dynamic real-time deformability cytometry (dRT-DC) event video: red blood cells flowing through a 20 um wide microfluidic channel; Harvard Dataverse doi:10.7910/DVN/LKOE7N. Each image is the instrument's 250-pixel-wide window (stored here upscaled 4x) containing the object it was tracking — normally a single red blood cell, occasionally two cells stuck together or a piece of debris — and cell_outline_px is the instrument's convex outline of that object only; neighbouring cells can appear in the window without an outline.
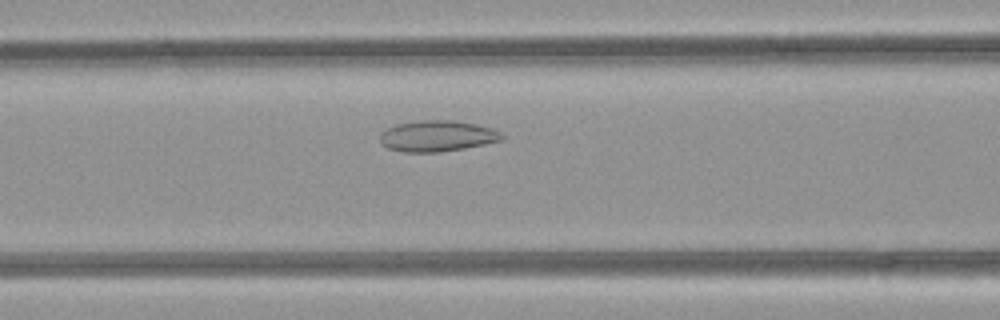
{"species": "common noctule bat (a hibernating species)", "species_latin": "Nyctalus noctula", "temperature_condition": "room temperature", "stored_images_in_passage": 29, "camera_frame_rate_fps": 3000, "um_per_image_px": 0.085, "animal": {"sex": "female", "body_mass_g": 21.9}, "frame": {"image": 1, "passage_image": 6, "time_ms": 1.667, "image_size_px": [1000, 320], "cell_outline_px": [[504, 140], [464, 148], [440, 152], [404, 152], [388, 148], [380, 140], [380, 132], [396, 124], [424, 120], [452, 120], [476, 124], [492, 128], [500, 132], [504, 136]], "centroid_in_image_um": [37.18, 11.56], "position_along_channel_um": 129.4, "area_um2": 21.96}}
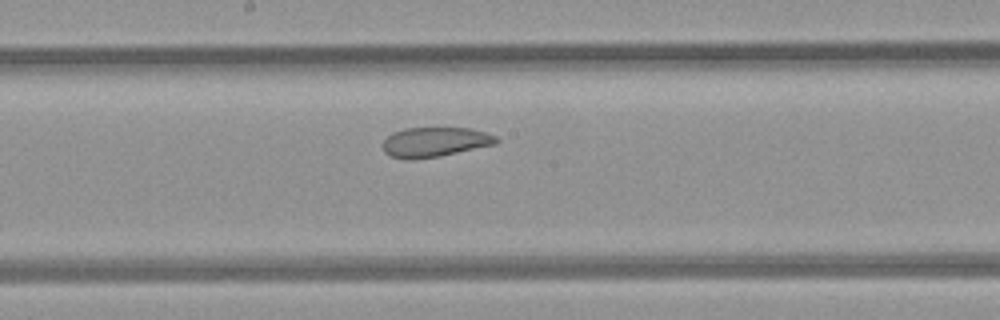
{"frame": {"image": 2, "passage_image": 12, "time_ms": 3.667, "image_size_px": [1000, 320], "cell_outline_px": [[500, 140], [496, 144], [436, 156], [408, 160], [404, 160], [388, 156], [384, 152], [384, 140], [392, 132], [404, 128], [472, 128], [496, 136]], "centroid_in_image_um": [36.93, 12.07], "position_along_channel_um": 211.3, "area_um2": 19.54}}
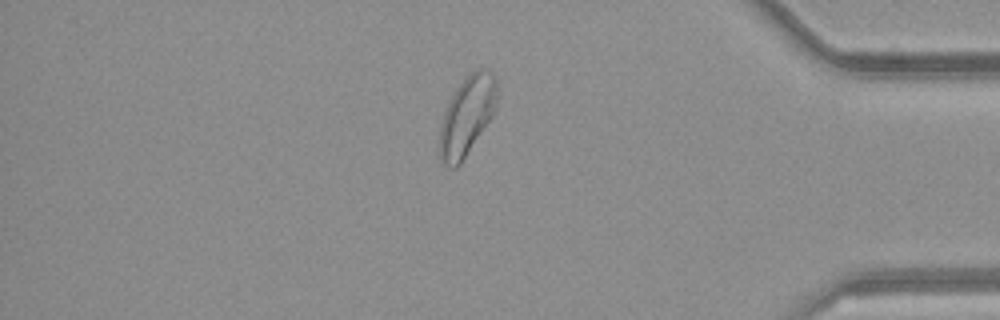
{"frame": {"image": 3, "passage_image": 28, "time_ms": 9.0, "image_size_px": [1000, 320], "cell_outline_px": [[496, 100], [492, 116], [460, 164], [456, 168], [448, 168], [440, 160], [440, 124], [448, 100], [456, 88], [476, 68], [488, 68], [496, 76]], "centroid_in_image_um": [39.68, 9.83], "position_along_channel_um": 395.5, "area_um2": 26.24}}